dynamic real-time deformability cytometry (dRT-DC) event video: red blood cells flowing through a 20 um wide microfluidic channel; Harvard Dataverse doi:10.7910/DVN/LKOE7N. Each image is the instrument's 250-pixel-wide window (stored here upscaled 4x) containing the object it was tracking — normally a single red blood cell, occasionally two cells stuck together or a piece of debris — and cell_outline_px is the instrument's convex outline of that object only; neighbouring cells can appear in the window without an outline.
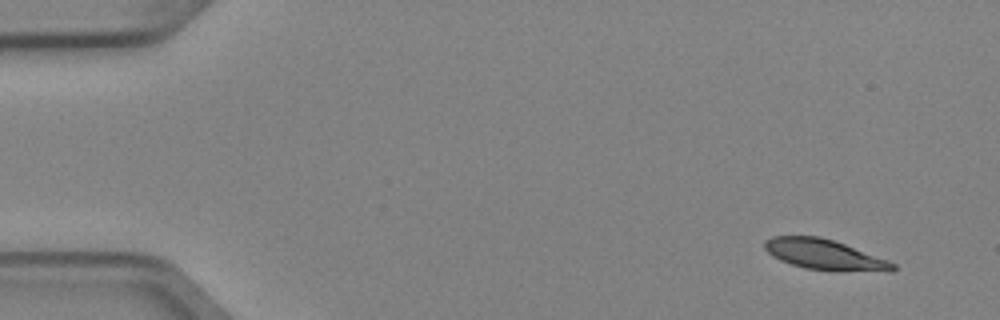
{"species": "Egyptian fruit bat (a non-hibernating species)", "species_latin": "Rousettus aegyptiacus", "temperature_condition": "cold", "stored_images_in_passage": 4, "camera_frame_rate_fps": 3000, "um_per_image_px": 0.085, "animal": {"sex": "female"}, "frame": {"image": 1, "passage_image": 1, "time_ms": 0.0, "image_size_px": [1000, 320], "cell_outline_px": [[896, 268], [892, 272], [804, 268], [780, 260], [768, 252], [764, 248], [764, 240], [772, 236], [820, 236], [844, 244], [888, 260], [896, 264]], "centroid_in_image_um": [70.07, 21.62], "position_along_channel_um": 14.9, "area_um2": 22.2}}
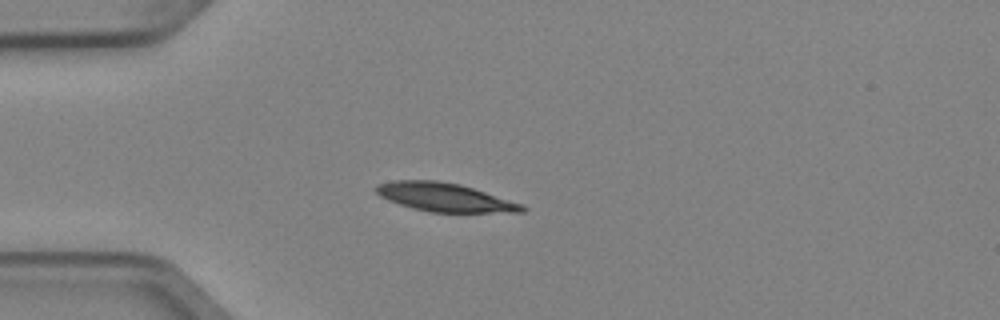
{"frame": {"image": 2, "passage_image": 4, "time_ms": 1.0, "image_size_px": [1000, 320], "cell_outline_px": [[528, 208], [524, 212], [428, 212], [412, 208], [388, 200], [380, 196], [372, 188], [376, 184], [392, 180], [436, 180], [460, 184], [524, 204]], "centroid_in_image_um": [37.78, 16.76], "position_along_channel_um": 47.2, "area_um2": 24.45}}